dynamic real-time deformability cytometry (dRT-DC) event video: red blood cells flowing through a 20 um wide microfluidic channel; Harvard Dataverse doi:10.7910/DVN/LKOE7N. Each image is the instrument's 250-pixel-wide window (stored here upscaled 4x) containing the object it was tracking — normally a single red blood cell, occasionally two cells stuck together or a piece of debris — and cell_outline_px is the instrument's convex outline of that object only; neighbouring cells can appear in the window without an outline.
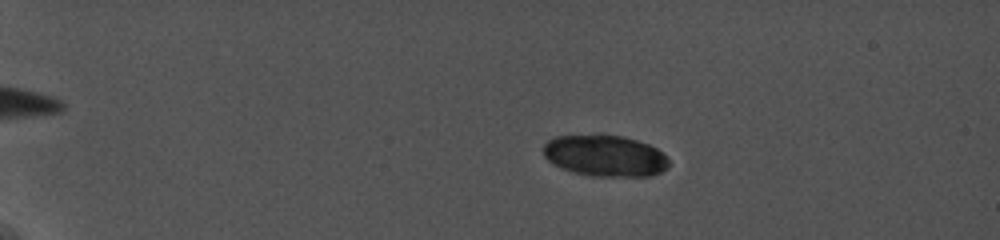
{"species": "common noctule bat (a hibernating species)", "species_latin": "Nyctalus noctula", "temperature_condition": "cold", "stored_images_in_passage": 22, "camera_frame_rate_fps": 5000, "um_per_image_px": 0.085, "animal": {"sex": "female", "body_mass_g": 19.0, "forearm_length_mm": 56.7}, "frame": {"image": 1, "passage_image": 13, "time_ms": 4.4, "image_size_px": [1000, 240], "cell_outline_px": [[668, 168], [652, 176], [592, 176], [572, 172], [560, 168], [552, 164], [544, 156], [544, 144], [548, 140], [556, 136], [600, 132], [624, 136], [648, 144], [656, 148], [668, 160]], "centroid_in_image_um": [51.38, 13.2], "position_along_channel_um": 33.6, "area_um2": 30.92}}